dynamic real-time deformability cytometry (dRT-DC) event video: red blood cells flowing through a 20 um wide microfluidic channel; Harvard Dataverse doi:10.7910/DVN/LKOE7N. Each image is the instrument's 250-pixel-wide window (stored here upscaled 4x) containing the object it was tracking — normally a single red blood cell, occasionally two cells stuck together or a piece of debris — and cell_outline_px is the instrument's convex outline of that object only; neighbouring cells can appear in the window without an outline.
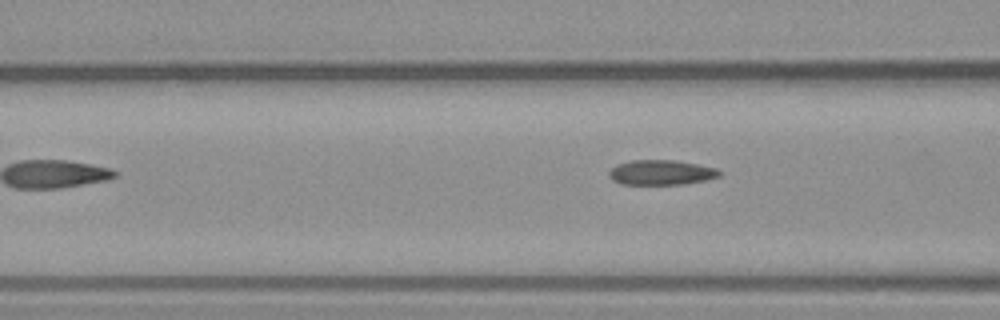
{"species": "common noctule bat (a hibernating species)", "species_latin": "Nyctalus noctula", "temperature_condition": "warm", "stored_images_in_passage": 4, "camera_frame_rate_fps": 3000, "um_per_image_px": 0.085, "animal": {"sex": "male", "body_mass_g": 23.1, "forearm_length_mm": 52.7}, "frame": {"image": 1, "passage_image": 3, "time_ms": 2.333, "image_size_px": [1000, 320], "cell_outline_px": [[724, 172], [720, 176], [704, 180], [684, 184], [620, 184], [612, 180], [608, 176], [608, 172], [616, 164], [632, 160], [676, 160], [716, 168]], "centroid_in_image_um": [56.19, 14.66], "position_along_channel_um": 110.4, "area_um2": 16.13}}